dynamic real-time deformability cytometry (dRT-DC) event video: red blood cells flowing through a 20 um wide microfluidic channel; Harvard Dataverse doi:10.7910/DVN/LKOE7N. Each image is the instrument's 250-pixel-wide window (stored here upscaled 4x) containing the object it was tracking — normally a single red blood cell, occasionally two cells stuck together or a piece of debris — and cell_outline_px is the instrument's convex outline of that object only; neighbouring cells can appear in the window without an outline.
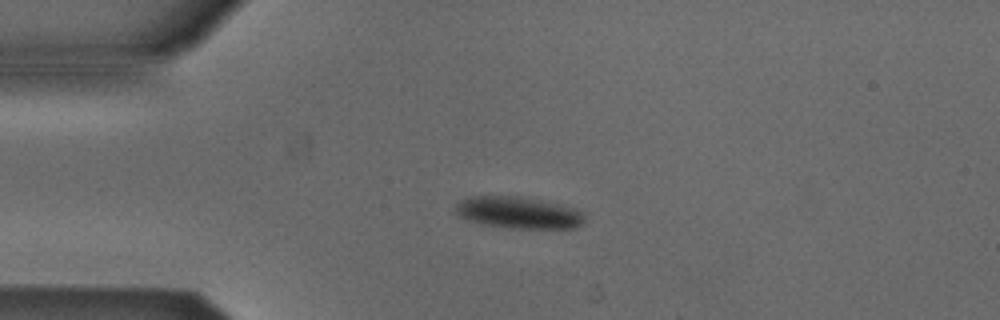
{"species": "Egyptian fruit bat (a non-hibernating species)", "species_latin": "Rousettus aegyptiacus", "temperature_condition": "cold", "stored_images_in_passage": 29, "camera_frame_rate_fps": 3000, "um_per_image_px": 0.085, "animal": {"sex": "male"}, "frame": {"image": 1, "passage_image": 1, "time_ms": 0.0, "image_size_px": [1000, 320], "cell_outline_px": [[584, 220], [576, 228], [512, 228], [480, 224], [468, 220], [460, 216], [456, 212], [456, 204], [460, 200], [472, 196], [512, 196], [572, 208], [580, 212]], "centroid_in_image_um": [43.97, 18.09], "position_along_channel_um": 41.0, "area_um2": 23.06}}
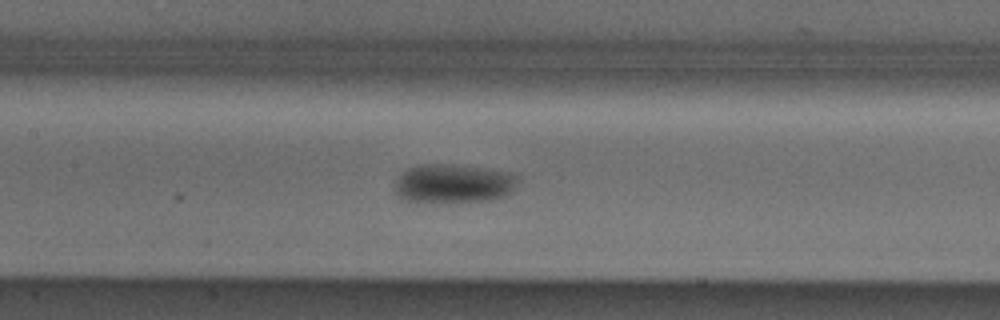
{"frame": {"image": 2, "passage_image": 13, "time_ms": 4.0, "image_size_px": [1000, 320], "cell_outline_px": [[516, 180], [512, 192], [504, 196], [492, 200], [408, 200], [400, 196], [392, 188], [396, 180], [408, 168], [420, 164], [444, 164], [480, 168], [508, 172], [516, 176]], "centroid_in_image_um": [38.52, 15.57], "position_along_channel_um": 168.9, "area_um2": 26.82}}
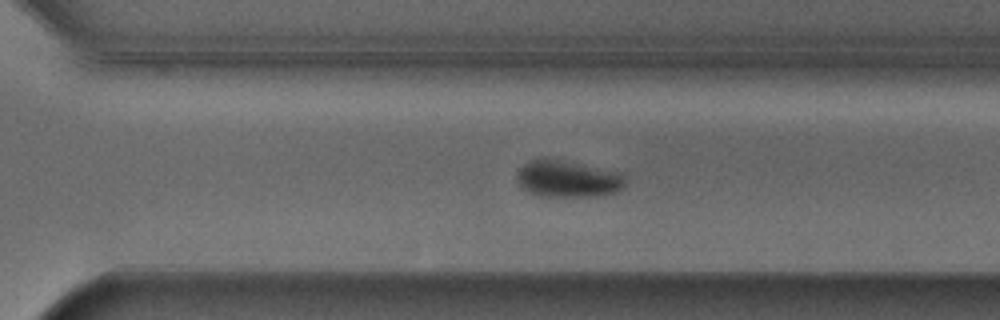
{"frame": {"image": 3, "passage_image": 25, "time_ms": 8.0, "image_size_px": [1000, 320], "cell_outline_px": [[624, 188], [616, 192], [588, 196], [544, 196], [528, 192], [516, 180], [516, 176], [520, 168], [524, 164], [532, 160], [556, 160], [624, 172]], "centroid_in_image_um": [48.29, 15.22], "position_along_channel_um": 322.3, "area_um2": 22.66}, "authors_computed_cell_mechanics": {"area_um2": 25.4898, "velocity_mm_per_s": 3.8427, "shape_relaxation_time_tau1_ms": 5.8853, "shape_relaxation_time_tau2_ms": null, "deformation_change_tau1": 0.0922, "deformation_change_tau2": null}}